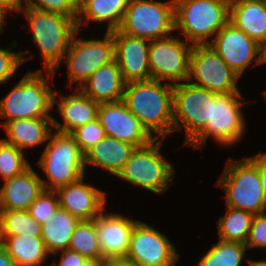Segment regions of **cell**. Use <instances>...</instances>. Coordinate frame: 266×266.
Instances as JSON below:
<instances>
[{
    "label": "cell",
    "mask_w": 266,
    "mask_h": 266,
    "mask_svg": "<svg viewBox=\"0 0 266 266\" xmlns=\"http://www.w3.org/2000/svg\"><path fill=\"white\" fill-rule=\"evenodd\" d=\"M158 80L125 84L122 101L154 138L165 139L173 133V84Z\"/></svg>",
    "instance_id": "6da1fadb"
},
{
    "label": "cell",
    "mask_w": 266,
    "mask_h": 266,
    "mask_svg": "<svg viewBox=\"0 0 266 266\" xmlns=\"http://www.w3.org/2000/svg\"><path fill=\"white\" fill-rule=\"evenodd\" d=\"M20 12L26 15L32 30V41L44 58L47 79L54 78L77 31L76 21L67 15L34 8H22Z\"/></svg>",
    "instance_id": "7a4b0ae2"
},
{
    "label": "cell",
    "mask_w": 266,
    "mask_h": 266,
    "mask_svg": "<svg viewBox=\"0 0 266 266\" xmlns=\"http://www.w3.org/2000/svg\"><path fill=\"white\" fill-rule=\"evenodd\" d=\"M216 184L224 189L227 206L253 215L266 212V196L259 174V152L250 158L227 160Z\"/></svg>",
    "instance_id": "3957f363"
},
{
    "label": "cell",
    "mask_w": 266,
    "mask_h": 266,
    "mask_svg": "<svg viewBox=\"0 0 266 266\" xmlns=\"http://www.w3.org/2000/svg\"><path fill=\"white\" fill-rule=\"evenodd\" d=\"M229 16L230 0H174L175 31L192 45L209 44Z\"/></svg>",
    "instance_id": "277c9868"
},
{
    "label": "cell",
    "mask_w": 266,
    "mask_h": 266,
    "mask_svg": "<svg viewBox=\"0 0 266 266\" xmlns=\"http://www.w3.org/2000/svg\"><path fill=\"white\" fill-rule=\"evenodd\" d=\"M45 150L37 165L49 180H41L46 190L57 188L79 180L85 174L84 153L71 133L51 132ZM50 181V182H49Z\"/></svg>",
    "instance_id": "5b68a950"
},
{
    "label": "cell",
    "mask_w": 266,
    "mask_h": 266,
    "mask_svg": "<svg viewBox=\"0 0 266 266\" xmlns=\"http://www.w3.org/2000/svg\"><path fill=\"white\" fill-rule=\"evenodd\" d=\"M43 70L29 71L15 87L0 100V124L20 118H53L54 91L47 85Z\"/></svg>",
    "instance_id": "8992f818"
},
{
    "label": "cell",
    "mask_w": 266,
    "mask_h": 266,
    "mask_svg": "<svg viewBox=\"0 0 266 266\" xmlns=\"http://www.w3.org/2000/svg\"><path fill=\"white\" fill-rule=\"evenodd\" d=\"M163 140L154 138L137 147L116 177L155 194L165 193L174 180L175 170L159 151Z\"/></svg>",
    "instance_id": "52a82bcc"
},
{
    "label": "cell",
    "mask_w": 266,
    "mask_h": 266,
    "mask_svg": "<svg viewBox=\"0 0 266 266\" xmlns=\"http://www.w3.org/2000/svg\"><path fill=\"white\" fill-rule=\"evenodd\" d=\"M241 92L220 93L211 101L210 121L189 143L194 148H203L209 136L222 146L237 144L245 133Z\"/></svg>",
    "instance_id": "ba28073f"
},
{
    "label": "cell",
    "mask_w": 266,
    "mask_h": 266,
    "mask_svg": "<svg viewBox=\"0 0 266 266\" xmlns=\"http://www.w3.org/2000/svg\"><path fill=\"white\" fill-rule=\"evenodd\" d=\"M118 29L149 40L170 36L175 31L174 0H129Z\"/></svg>",
    "instance_id": "9c48e42d"
},
{
    "label": "cell",
    "mask_w": 266,
    "mask_h": 266,
    "mask_svg": "<svg viewBox=\"0 0 266 266\" xmlns=\"http://www.w3.org/2000/svg\"><path fill=\"white\" fill-rule=\"evenodd\" d=\"M218 93L187 81L173 85V132L185 128L189 144L210 121L211 101Z\"/></svg>",
    "instance_id": "30bf717a"
},
{
    "label": "cell",
    "mask_w": 266,
    "mask_h": 266,
    "mask_svg": "<svg viewBox=\"0 0 266 266\" xmlns=\"http://www.w3.org/2000/svg\"><path fill=\"white\" fill-rule=\"evenodd\" d=\"M78 33L79 29L74 33L64 57L69 72L68 84L71 86L78 82L74 88H79L100 66L115 59L113 31L106 30L102 40H80Z\"/></svg>",
    "instance_id": "8fae6325"
},
{
    "label": "cell",
    "mask_w": 266,
    "mask_h": 266,
    "mask_svg": "<svg viewBox=\"0 0 266 266\" xmlns=\"http://www.w3.org/2000/svg\"><path fill=\"white\" fill-rule=\"evenodd\" d=\"M239 79L209 44L193 45L189 57V83L218 94L233 93L240 92Z\"/></svg>",
    "instance_id": "7c38bea8"
},
{
    "label": "cell",
    "mask_w": 266,
    "mask_h": 266,
    "mask_svg": "<svg viewBox=\"0 0 266 266\" xmlns=\"http://www.w3.org/2000/svg\"><path fill=\"white\" fill-rule=\"evenodd\" d=\"M192 47L187 41H182L172 34L151 40L148 53L151 79L166 80L173 85L180 81L187 82Z\"/></svg>",
    "instance_id": "4fadbf2b"
},
{
    "label": "cell",
    "mask_w": 266,
    "mask_h": 266,
    "mask_svg": "<svg viewBox=\"0 0 266 266\" xmlns=\"http://www.w3.org/2000/svg\"><path fill=\"white\" fill-rule=\"evenodd\" d=\"M126 257L138 266H175L180 258L166 235L140 220L132 230Z\"/></svg>",
    "instance_id": "5bb4252c"
},
{
    "label": "cell",
    "mask_w": 266,
    "mask_h": 266,
    "mask_svg": "<svg viewBox=\"0 0 266 266\" xmlns=\"http://www.w3.org/2000/svg\"><path fill=\"white\" fill-rule=\"evenodd\" d=\"M209 45L240 78L253 59L254 66L261 65L260 45L230 21L210 39Z\"/></svg>",
    "instance_id": "9a60e30c"
},
{
    "label": "cell",
    "mask_w": 266,
    "mask_h": 266,
    "mask_svg": "<svg viewBox=\"0 0 266 266\" xmlns=\"http://www.w3.org/2000/svg\"><path fill=\"white\" fill-rule=\"evenodd\" d=\"M97 118L106 136L129 143L136 148L145 146L154 139L122 100L99 103Z\"/></svg>",
    "instance_id": "2e32d148"
},
{
    "label": "cell",
    "mask_w": 266,
    "mask_h": 266,
    "mask_svg": "<svg viewBox=\"0 0 266 266\" xmlns=\"http://www.w3.org/2000/svg\"><path fill=\"white\" fill-rule=\"evenodd\" d=\"M115 59L126 83L151 79L148 53L151 40L113 30ZM148 41V42H147Z\"/></svg>",
    "instance_id": "e0dca14e"
},
{
    "label": "cell",
    "mask_w": 266,
    "mask_h": 266,
    "mask_svg": "<svg viewBox=\"0 0 266 266\" xmlns=\"http://www.w3.org/2000/svg\"><path fill=\"white\" fill-rule=\"evenodd\" d=\"M84 177L57 188L59 206L81 220H94L104 210L106 192L86 184Z\"/></svg>",
    "instance_id": "ac0fdd59"
},
{
    "label": "cell",
    "mask_w": 266,
    "mask_h": 266,
    "mask_svg": "<svg viewBox=\"0 0 266 266\" xmlns=\"http://www.w3.org/2000/svg\"><path fill=\"white\" fill-rule=\"evenodd\" d=\"M94 221L103 259L126 257L132 230L139 220L133 221L122 214H105L103 211Z\"/></svg>",
    "instance_id": "d6986e66"
},
{
    "label": "cell",
    "mask_w": 266,
    "mask_h": 266,
    "mask_svg": "<svg viewBox=\"0 0 266 266\" xmlns=\"http://www.w3.org/2000/svg\"><path fill=\"white\" fill-rule=\"evenodd\" d=\"M56 95L61 98L56 99ZM58 101V102H57ZM57 102L58 111H60L64 124L53 118V127L56 131L71 133L77 127L89 123L98 117L99 103L95 102L89 96L83 94L78 88L69 96L59 92H54L53 104Z\"/></svg>",
    "instance_id": "ffe728a7"
},
{
    "label": "cell",
    "mask_w": 266,
    "mask_h": 266,
    "mask_svg": "<svg viewBox=\"0 0 266 266\" xmlns=\"http://www.w3.org/2000/svg\"><path fill=\"white\" fill-rule=\"evenodd\" d=\"M41 180L31 165L21 174L4 180L0 188V210H28L44 189Z\"/></svg>",
    "instance_id": "44dd1931"
},
{
    "label": "cell",
    "mask_w": 266,
    "mask_h": 266,
    "mask_svg": "<svg viewBox=\"0 0 266 266\" xmlns=\"http://www.w3.org/2000/svg\"><path fill=\"white\" fill-rule=\"evenodd\" d=\"M125 84L114 59L100 66L78 89L98 103L118 102L123 99Z\"/></svg>",
    "instance_id": "7402d4cb"
},
{
    "label": "cell",
    "mask_w": 266,
    "mask_h": 266,
    "mask_svg": "<svg viewBox=\"0 0 266 266\" xmlns=\"http://www.w3.org/2000/svg\"><path fill=\"white\" fill-rule=\"evenodd\" d=\"M53 118H20L3 123L7 143L20 150L36 147L45 143L52 132Z\"/></svg>",
    "instance_id": "603a6c76"
},
{
    "label": "cell",
    "mask_w": 266,
    "mask_h": 266,
    "mask_svg": "<svg viewBox=\"0 0 266 266\" xmlns=\"http://www.w3.org/2000/svg\"><path fill=\"white\" fill-rule=\"evenodd\" d=\"M135 149L134 145L105 136L84 153L85 167L97 166L116 176Z\"/></svg>",
    "instance_id": "cb8c5ba5"
},
{
    "label": "cell",
    "mask_w": 266,
    "mask_h": 266,
    "mask_svg": "<svg viewBox=\"0 0 266 266\" xmlns=\"http://www.w3.org/2000/svg\"><path fill=\"white\" fill-rule=\"evenodd\" d=\"M229 21L260 45L266 38V0H230Z\"/></svg>",
    "instance_id": "d4e9b609"
},
{
    "label": "cell",
    "mask_w": 266,
    "mask_h": 266,
    "mask_svg": "<svg viewBox=\"0 0 266 266\" xmlns=\"http://www.w3.org/2000/svg\"><path fill=\"white\" fill-rule=\"evenodd\" d=\"M128 3L129 0H80L77 29L80 30L81 24L86 26L90 21L99 24L107 22V31L118 29Z\"/></svg>",
    "instance_id": "484cf974"
},
{
    "label": "cell",
    "mask_w": 266,
    "mask_h": 266,
    "mask_svg": "<svg viewBox=\"0 0 266 266\" xmlns=\"http://www.w3.org/2000/svg\"><path fill=\"white\" fill-rule=\"evenodd\" d=\"M80 220L59 207L48 222L42 224L41 238L49 254L69 248L71 236Z\"/></svg>",
    "instance_id": "4316f807"
},
{
    "label": "cell",
    "mask_w": 266,
    "mask_h": 266,
    "mask_svg": "<svg viewBox=\"0 0 266 266\" xmlns=\"http://www.w3.org/2000/svg\"><path fill=\"white\" fill-rule=\"evenodd\" d=\"M0 244L16 266H41L50 255L41 237L0 236Z\"/></svg>",
    "instance_id": "83f0119b"
},
{
    "label": "cell",
    "mask_w": 266,
    "mask_h": 266,
    "mask_svg": "<svg viewBox=\"0 0 266 266\" xmlns=\"http://www.w3.org/2000/svg\"><path fill=\"white\" fill-rule=\"evenodd\" d=\"M253 217L250 212L226 205L225 216L219 217L218 220L219 239L245 244Z\"/></svg>",
    "instance_id": "f1b7e54d"
},
{
    "label": "cell",
    "mask_w": 266,
    "mask_h": 266,
    "mask_svg": "<svg viewBox=\"0 0 266 266\" xmlns=\"http://www.w3.org/2000/svg\"><path fill=\"white\" fill-rule=\"evenodd\" d=\"M42 225L28 210H0V236H41Z\"/></svg>",
    "instance_id": "f546056e"
},
{
    "label": "cell",
    "mask_w": 266,
    "mask_h": 266,
    "mask_svg": "<svg viewBox=\"0 0 266 266\" xmlns=\"http://www.w3.org/2000/svg\"><path fill=\"white\" fill-rule=\"evenodd\" d=\"M246 250L243 243L220 239L200 259L198 266H241Z\"/></svg>",
    "instance_id": "4dcf8cb0"
},
{
    "label": "cell",
    "mask_w": 266,
    "mask_h": 266,
    "mask_svg": "<svg viewBox=\"0 0 266 266\" xmlns=\"http://www.w3.org/2000/svg\"><path fill=\"white\" fill-rule=\"evenodd\" d=\"M68 249L88 259H103L94 220H81L76 225Z\"/></svg>",
    "instance_id": "1f68e13d"
},
{
    "label": "cell",
    "mask_w": 266,
    "mask_h": 266,
    "mask_svg": "<svg viewBox=\"0 0 266 266\" xmlns=\"http://www.w3.org/2000/svg\"><path fill=\"white\" fill-rule=\"evenodd\" d=\"M25 153L28 152L0 139V177L3 181L21 174L30 166Z\"/></svg>",
    "instance_id": "d6a6232c"
},
{
    "label": "cell",
    "mask_w": 266,
    "mask_h": 266,
    "mask_svg": "<svg viewBox=\"0 0 266 266\" xmlns=\"http://www.w3.org/2000/svg\"><path fill=\"white\" fill-rule=\"evenodd\" d=\"M59 207L56 191L43 189L37 198L31 203L28 211L31 217L42 225L49 221Z\"/></svg>",
    "instance_id": "836d02e7"
},
{
    "label": "cell",
    "mask_w": 266,
    "mask_h": 266,
    "mask_svg": "<svg viewBox=\"0 0 266 266\" xmlns=\"http://www.w3.org/2000/svg\"><path fill=\"white\" fill-rule=\"evenodd\" d=\"M80 0H24L23 8L59 13L77 20Z\"/></svg>",
    "instance_id": "e575fe53"
},
{
    "label": "cell",
    "mask_w": 266,
    "mask_h": 266,
    "mask_svg": "<svg viewBox=\"0 0 266 266\" xmlns=\"http://www.w3.org/2000/svg\"><path fill=\"white\" fill-rule=\"evenodd\" d=\"M81 151L85 153L92 146L102 140L106 134L97 119L77 127L71 132Z\"/></svg>",
    "instance_id": "d590c367"
},
{
    "label": "cell",
    "mask_w": 266,
    "mask_h": 266,
    "mask_svg": "<svg viewBox=\"0 0 266 266\" xmlns=\"http://www.w3.org/2000/svg\"><path fill=\"white\" fill-rule=\"evenodd\" d=\"M11 47L0 48V85L10 80L15 75L16 70L19 66L24 64L29 59L34 58V54L24 56L25 52L29 53L28 50L18 53L11 51ZM27 57V58H26Z\"/></svg>",
    "instance_id": "8d00e7d4"
},
{
    "label": "cell",
    "mask_w": 266,
    "mask_h": 266,
    "mask_svg": "<svg viewBox=\"0 0 266 266\" xmlns=\"http://www.w3.org/2000/svg\"><path fill=\"white\" fill-rule=\"evenodd\" d=\"M245 246L266 248V212L254 215Z\"/></svg>",
    "instance_id": "74e56055"
},
{
    "label": "cell",
    "mask_w": 266,
    "mask_h": 266,
    "mask_svg": "<svg viewBox=\"0 0 266 266\" xmlns=\"http://www.w3.org/2000/svg\"><path fill=\"white\" fill-rule=\"evenodd\" d=\"M59 264L53 262L51 266H80L87 259L78 252L70 249L62 250Z\"/></svg>",
    "instance_id": "f35d334b"
},
{
    "label": "cell",
    "mask_w": 266,
    "mask_h": 266,
    "mask_svg": "<svg viewBox=\"0 0 266 266\" xmlns=\"http://www.w3.org/2000/svg\"><path fill=\"white\" fill-rule=\"evenodd\" d=\"M24 0H0V9L4 13H9L12 11L14 12H20L23 8Z\"/></svg>",
    "instance_id": "ab89813d"
},
{
    "label": "cell",
    "mask_w": 266,
    "mask_h": 266,
    "mask_svg": "<svg viewBox=\"0 0 266 266\" xmlns=\"http://www.w3.org/2000/svg\"><path fill=\"white\" fill-rule=\"evenodd\" d=\"M103 266H138V265L130 258L114 257L105 260Z\"/></svg>",
    "instance_id": "60d3db41"
},
{
    "label": "cell",
    "mask_w": 266,
    "mask_h": 266,
    "mask_svg": "<svg viewBox=\"0 0 266 266\" xmlns=\"http://www.w3.org/2000/svg\"><path fill=\"white\" fill-rule=\"evenodd\" d=\"M259 174L263 191L266 196V154H263L262 152L259 153Z\"/></svg>",
    "instance_id": "b9f144b4"
},
{
    "label": "cell",
    "mask_w": 266,
    "mask_h": 266,
    "mask_svg": "<svg viewBox=\"0 0 266 266\" xmlns=\"http://www.w3.org/2000/svg\"><path fill=\"white\" fill-rule=\"evenodd\" d=\"M0 266H16L11 256L0 244Z\"/></svg>",
    "instance_id": "7bdbcfd3"
},
{
    "label": "cell",
    "mask_w": 266,
    "mask_h": 266,
    "mask_svg": "<svg viewBox=\"0 0 266 266\" xmlns=\"http://www.w3.org/2000/svg\"><path fill=\"white\" fill-rule=\"evenodd\" d=\"M104 259H86L80 266H103Z\"/></svg>",
    "instance_id": "ee69618b"
},
{
    "label": "cell",
    "mask_w": 266,
    "mask_h": 266,
    "mask_svg": "<svg viewBox=\"0 0 266 266\" xmlns=\"http://www.w3.org/2000/svg\"><path fill=\"white\" fill-rule=\"evenodd\" d=\"M260 60H261V64H264L266 62V38L260 44Z\"/></svg>",
    "instance_id": "f6af8a7d"
},
{
    "label": "cell",
    "mask_w": 266,
    "mask_h": 266,
    "mask_svg": "<svg viewBox=\"0 0 266 266\" xmlns=\"http://www.w3.org/2000/svg\"><path fill=\"white\" fill-rule=\"evenodd\" d=\"M6 13H4L1 9H0V33L2 32V31H4V29H3V23H6L5 21H4V18L6 17Z\"/></svg>",
    "instance_id": "bcb514c9"
},
{
    "label": "cell",
    "mask_w": 266,
    "mask_h": 266,
    "mask_svg": "<svg viewBox=\"0 0 266 266\" xmlns=\"http://www.w3.org/2000/svg\"><path fill=\"white\" fill-rule=\"evenodd\" d=\"M248 264L250 266H266V263L262 260L260 261L248 260Z\"/></svg>",
    "instance_id": "7dc6e473"
}]
</instances>
